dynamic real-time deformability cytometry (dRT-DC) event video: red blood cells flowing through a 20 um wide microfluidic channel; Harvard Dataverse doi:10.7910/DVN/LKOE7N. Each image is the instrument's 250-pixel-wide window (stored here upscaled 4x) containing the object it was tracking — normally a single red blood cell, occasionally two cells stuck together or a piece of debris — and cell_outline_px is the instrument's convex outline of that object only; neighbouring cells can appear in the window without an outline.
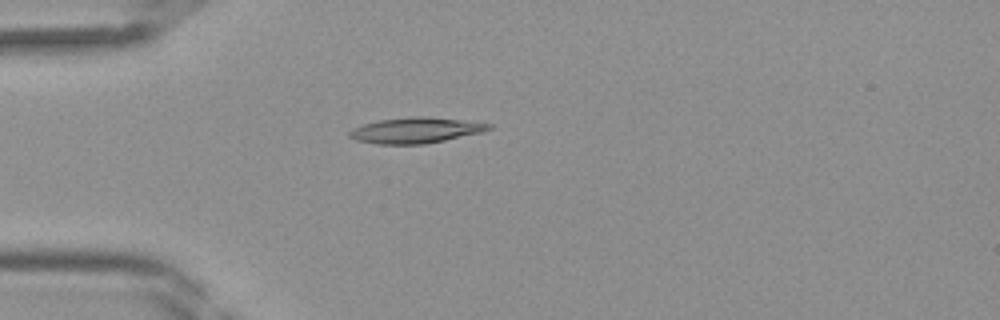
{"species": "Egyptian fruit bat (a non-hibernating species)", "species_latin": "Rousettus aegyptiacus", "temperature_condition": "room temperature", "stored_images_in_passage": 33, "camera_frame_rate_fps": 3000, "um_per_image_px": 0.085, "frame": {"image": 1, "passage_image": 3, "time_ms": 0.667, "image_size_px": [1000, 320], "cell_outline_px": [[492, 128], [484, 132], [424, 144], [380, 144], [356, 140], [348, 136], [348, 132], [352, 128], [364, 124], [380, 120], [408, 116], [428, 116], [492, 124]], "centroid_in_image_um": [35.33, 11.07], "position_along_channel_um": 49.7, "area_um2": 20.81}}
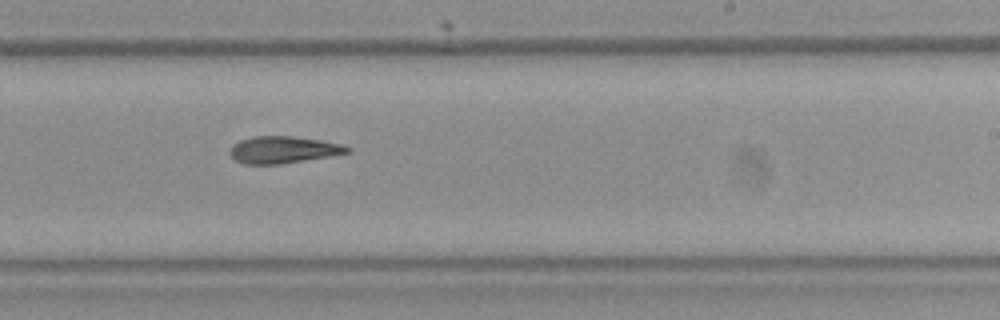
{"frame": {"image": 2, "passage_image": 17, "time_ms": 5.333, "image_size_px": [1000, 320], "cell_outline_px": [[352, 152], [280, 164], [244, 164], [236, 160], [228, 152], [228, 148], [232, 144], [240, 140], [252, 136], [292, 136], [320, 140], [344, 144], [352, 148]], "centroid_in_image_um": [24.06, 12.72], "position_along_channel_um": 264.9, "area_um2": 18.55}}
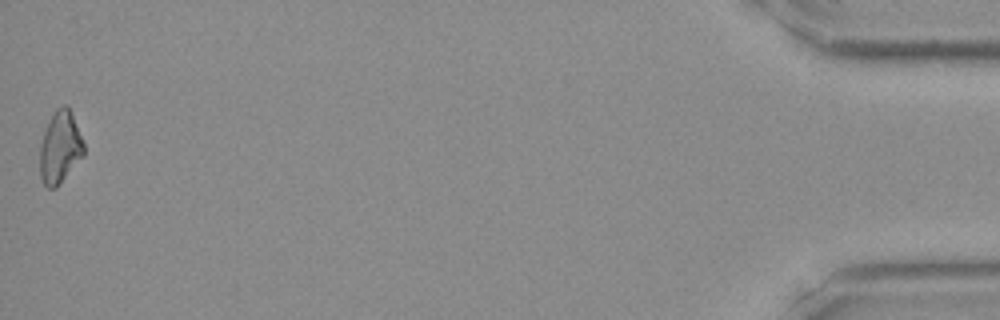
{"frame": {"image": 3, "passage_image": 33, "time_ms": 10.667, "image_size_px": [1000, 320], "cell_outline_px": [[84, 156], [56, 188], [48, 188], [44, 184], [40, 176], [40, 144], [44, 132], [56, 108], [64, 104], [68, 104], [84, 144]], "centroid_in_image_um": [5.11, 12.54], "position_along_channel_um": 430.1, "area_um2": 18.38}}